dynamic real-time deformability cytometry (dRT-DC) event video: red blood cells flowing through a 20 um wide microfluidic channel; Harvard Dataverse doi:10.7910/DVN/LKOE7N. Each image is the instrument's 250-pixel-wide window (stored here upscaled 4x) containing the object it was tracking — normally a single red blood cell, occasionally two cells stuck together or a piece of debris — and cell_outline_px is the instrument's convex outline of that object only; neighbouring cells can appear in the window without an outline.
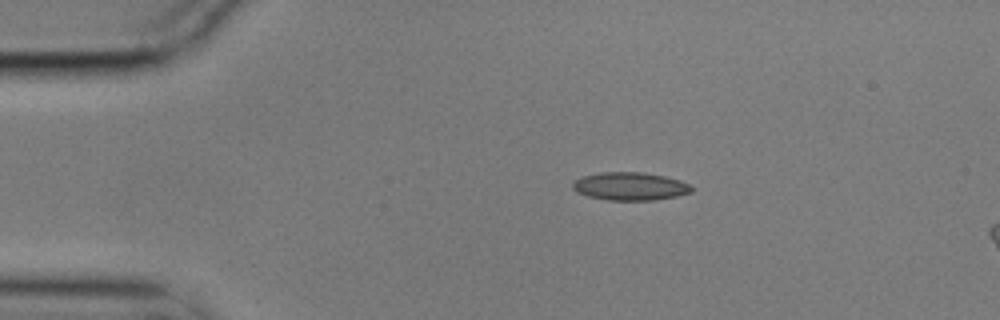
{"species": "common noctule bat (a hibernating species)", "species_latin": "Nyctalus noctula", "temperature_condition": "cold", "stored_images_in_passage": 16, "camera_frame_rate_fps": 3000, "um_per_image_px": 0.085, "animal": {"sex": "male", "body_mass_g": 17.9}, "frame": {"image": 1, "passage_image": 10, "time_ms": 3.0, "image_size_px": [1000, 320], "cell_outline_px": [[692, 192], [676, 196], [652, 200], [608, 200], [588, 196], [576, 192], [572, 188], [572, 184], [576, 180], [584, 176], [600, 172], [644, 172], [664, 176], [680, 180], [688, 184], [692, 188]], "centroid_in_image_um": [53.54, 15.83], "position_along_channel_um": 31.5, "area_um2": 19.31}}